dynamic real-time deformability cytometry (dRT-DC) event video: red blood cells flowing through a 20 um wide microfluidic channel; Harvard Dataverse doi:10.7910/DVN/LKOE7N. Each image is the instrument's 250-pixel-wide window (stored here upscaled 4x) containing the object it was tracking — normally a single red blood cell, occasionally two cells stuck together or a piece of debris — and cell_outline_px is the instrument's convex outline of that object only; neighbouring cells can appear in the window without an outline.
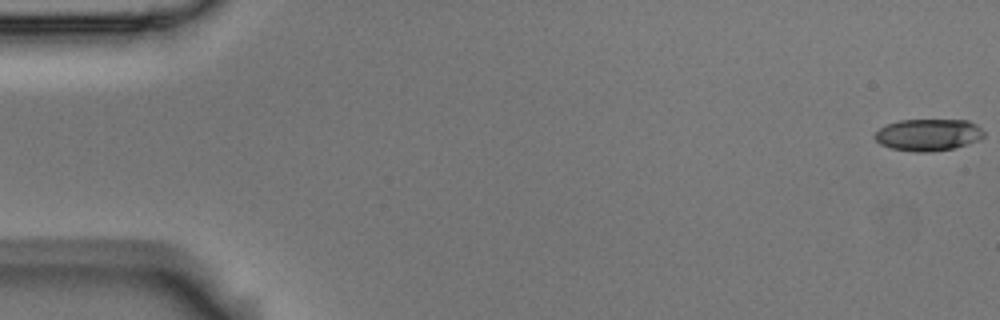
{"species": "Egyptian fruit bat (a non-hibernating species)", "species_latin": "Rousettus aegyptiacus", "temperature_condition": "room temperature", "stored_images_in_passage": 5, "camera_frame_rate_fps": 3000, "um_per_image_px": 0.085, "animal": {"sex": "male"}, "frame": {"image": 1, "passage_image": 1, "time_ms": 0.0, "image_size_px": [1000, 320], "cell_outline_px": [[984, 136], [980, 140], [952, 148], [928, 152], [916, 152], [892, 148], [880, 144], [872, 136], [880, 128], [888, 124], [900, 120], [968, 120], [976, 124], [984, 132]], "centroid_in_image_um": [78.9, 11.45], "position_along_channel_um": 6.1, "area_um2": 20.17}}
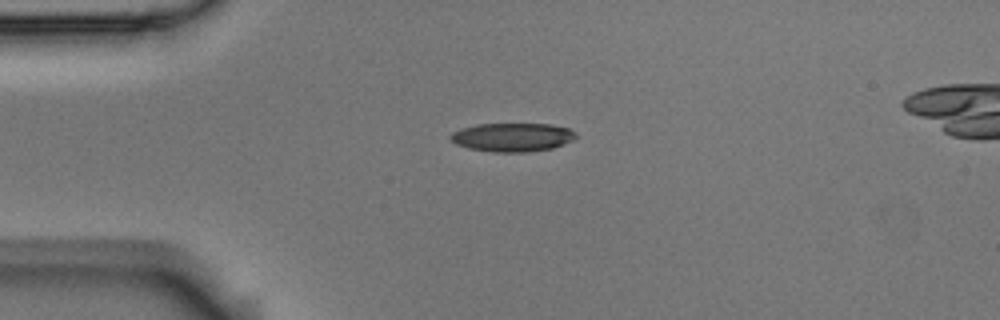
{"frame": {"image": 2, "passage_image": 4, "time_ms": 1.0, "image_size_px": [1000, 320], "cell_outline_px": [[576, 136], [572, 140], [564, 144], [552, 148], [528, 152], [492, 152], [468, 148], [456, 144], [448, 136], [452, 132], [460, 128], [476, 124], [548, 124], [568, 128], [576, 132]], "centroid_in_image_um": [43.52, 11.66], "position_along_channel_um": 41.5, "area_um2": 20.98}}